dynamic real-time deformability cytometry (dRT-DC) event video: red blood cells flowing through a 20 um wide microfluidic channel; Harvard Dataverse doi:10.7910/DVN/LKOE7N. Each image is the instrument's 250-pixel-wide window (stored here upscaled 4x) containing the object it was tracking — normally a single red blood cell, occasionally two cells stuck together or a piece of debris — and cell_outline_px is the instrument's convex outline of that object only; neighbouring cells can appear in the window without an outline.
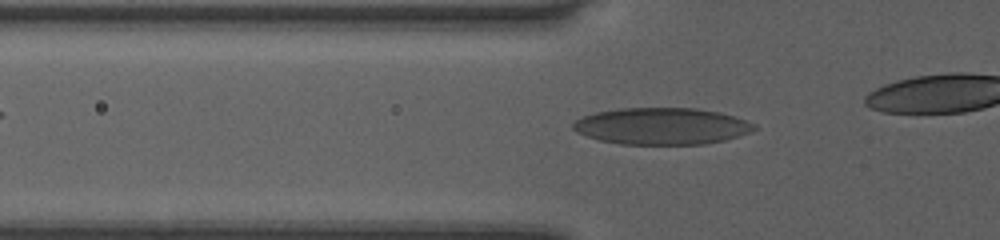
{"species": "human", "species_latin": "Homo sapiens", "temperature_condition": "room temperature", "stored_images_in_passage": 30, "camera_frame_rate_fps": 3000, "um_per_image_px": 0.085, "donor": {"sex": "female"}, "frame": {"image": 1, "passage_image": 6, "time_ms": 1.667, "image_size_px": [1000, 240], "cell_outline_px": [[756, 128], [748, 132], [724, 140], [704, 144], [620, 144], [600, 140], [576, 132], [572, 128], [572, 124], [576, 120], [584, 116], [596, 112], [616, 108], [696, 108], [720, 112], [756, 124]], "centroid_in_image_um": [56.21, 10.71], "position_along_channel_um": 69.6, "area_um2": 38.55}}
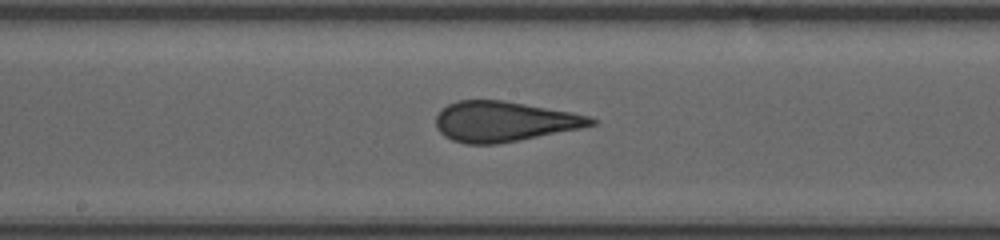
{"frame": {"image": 2, "passage_image": 16, "time_ms": 5.0, "image_size_px": [1000, 240], "cell_outline_px": [[596, 124], [580, 128], [496, 144], [468, 144], [452, 140], [444, 136], [436, 128], [436, 116], [448, 104], [456, 100], [500, 100], [572, 112], [592, 116], [596, 120]], "centroid_in_image_um": [42.83, 10.32], "position_along_channel_um": 205.4, "area_um2": 36.01}}
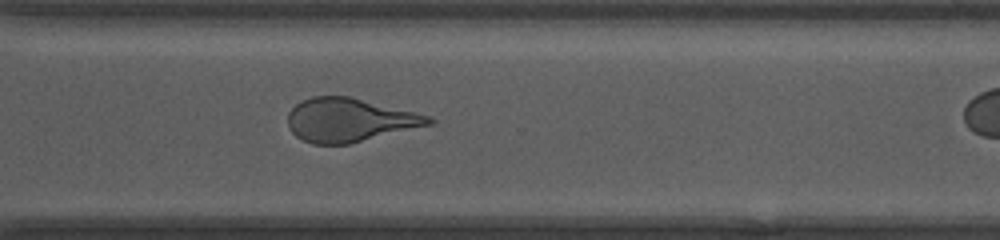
{"frame": {"image": 3, "passage_image": 26, "time_ms": 8.333, "image_size_px": [1000, 240], "cell_outline_px": [[436, 120], [432, 124], [348, 144], [312, 144], [296, 136], [292, 132], [288, 124], [288, 112], [300, 100], [312, 96], [348, 96], [428, 116]], "centroid_in_image_um": [29.65, 10.2], "position_along_channel_um": 341.0, "area_um2": 35.32}}